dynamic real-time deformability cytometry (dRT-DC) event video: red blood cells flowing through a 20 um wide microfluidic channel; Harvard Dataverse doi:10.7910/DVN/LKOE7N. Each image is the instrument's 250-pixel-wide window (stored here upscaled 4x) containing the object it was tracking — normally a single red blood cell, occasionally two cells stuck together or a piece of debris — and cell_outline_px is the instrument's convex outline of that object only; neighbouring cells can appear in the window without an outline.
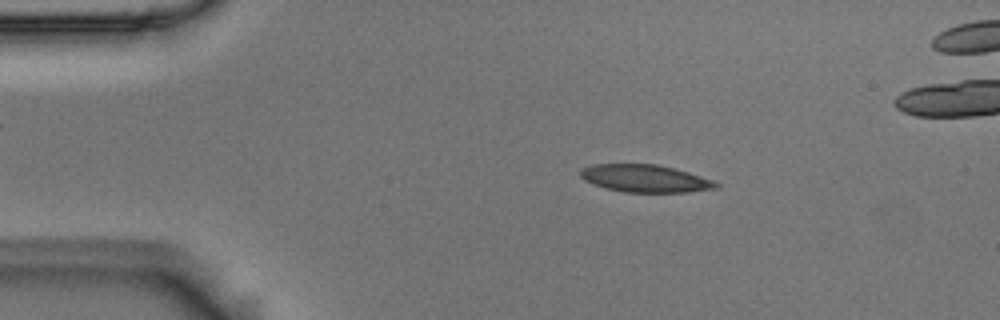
{"species": "Egyptian fruit bat (a non-hibernating species)", "species_latin": "Rousettus aegyptiacus", "temperature_condition": "room temperature", "stored_images_in_passage": 6, "camera_frame_rate_fps": 3000, "um_per_image_px": 0.085, "animal": {"sex": "male"}, "frame": {"image": 1, "passage_image": 2, "time_ms": 0.333, "image_size_px": [1000, 320], "cell_outline_px": [[720, 184], [716, 188], [688, 192], [624, 192], [604, 188], [592, 184], [584, 180], [580, 176], [580, 168], [592, 164], [656, 164], [676, 168], [712, 180]], "centroid_in_image_um": [54.79, 15.16], "position_along_channel_um": 30.2, "area_um2": 21.85}}
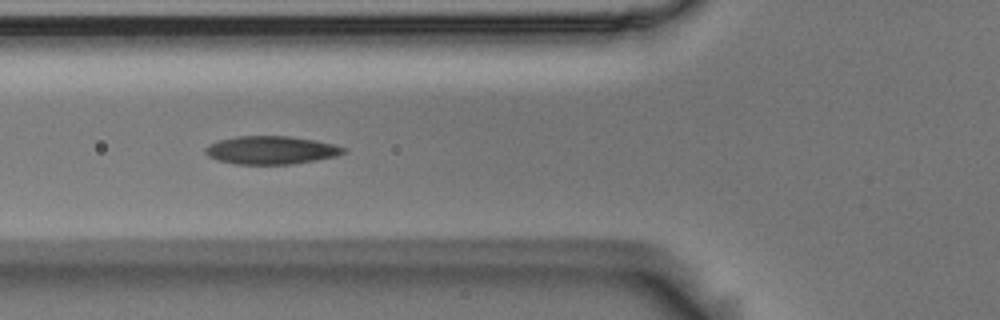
{"frame": {"image": 2, "passage_image": 5, "time_ms": 1.333, "image_size_px": [1000, 320], "cell_outline_px": [[348, 148], [344, 152], [336, 156], [316, 160], [292, 164], [236, 164], [216, 160], [208, 156], [204, 152], [204, 148], [208, 144], [220, 140], [236, 136], [288, 136], [316, 140]], "centroid_in_image_um": [23.01, 12.76], "position_along_channel_um": 102.8, "area_um2": 22.72}}
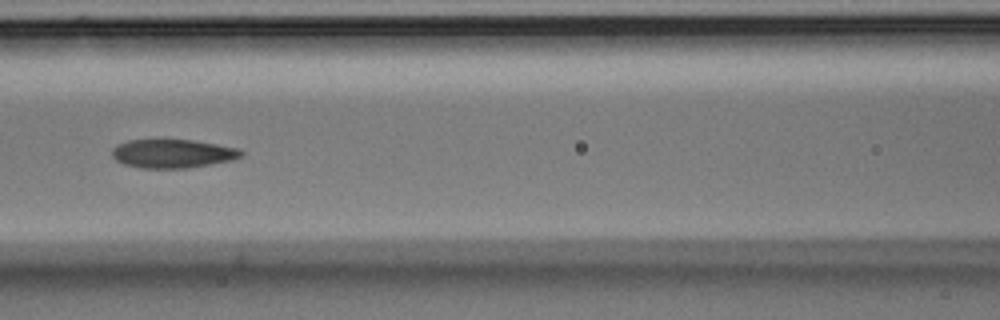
{"frame": {"image": 3, "passage_image": 6, "time_ms": 1.667, "image_size_px": [1000, 320], "cell_outline_px": [[244, 156], [232, 160], [188, 168], [140, 168], [124, 164], [116, 160], [112, 156], [112, 148], [116, 144], [128, 140], [192, 140], [240, 148], [244, 152]], "centroid_in_image_um": [14.68, 13.05], "position_along_channel_um": 151.9, "area_um2": 21.68}}